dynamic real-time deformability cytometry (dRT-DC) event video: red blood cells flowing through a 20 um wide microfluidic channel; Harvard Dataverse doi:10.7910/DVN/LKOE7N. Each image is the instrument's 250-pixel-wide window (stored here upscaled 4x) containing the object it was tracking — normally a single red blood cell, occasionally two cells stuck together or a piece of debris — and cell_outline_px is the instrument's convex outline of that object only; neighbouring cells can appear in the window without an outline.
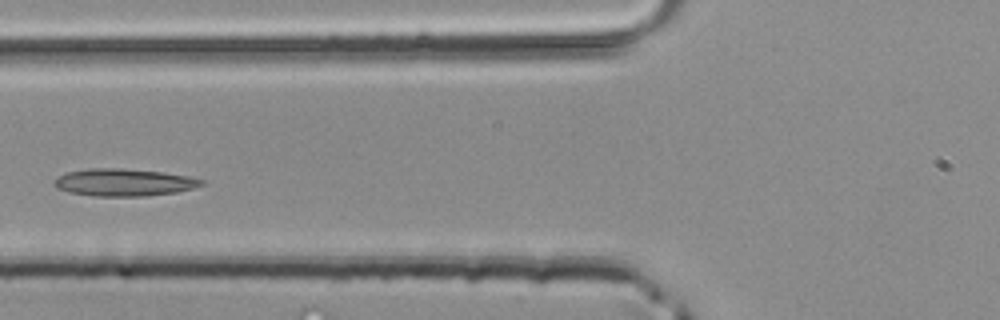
{"species": "common noctule bat (a hibernating species)", "species_latin": "Nyctalus noctula", "temperature_condition": "room temperature", "stored_images_in_passage": 39, "camera_frame_rate_fps": 3000, "um_per_image_px": 0.085, "animal": {"sex": "male", "body_mass_g": 20.4}, "frame": {"image": 1, "passage_image": 12, "time_ms": 3.667, "image_size_px": [1000, 320], "cell_outline_px": [[204, 184], [192, 188], [176, 192], [144, 196], [92, 196], [68, 192], [56, 188], [56, 180], [60, 176], [68, 172], [92, 168], [120, 168], [160, 172], [188, 176], [204, 180]], "centroid_in_image_um": [10.54, 15.51], "position_along_channel_um": 115.3, "area_um2": 23.12}}
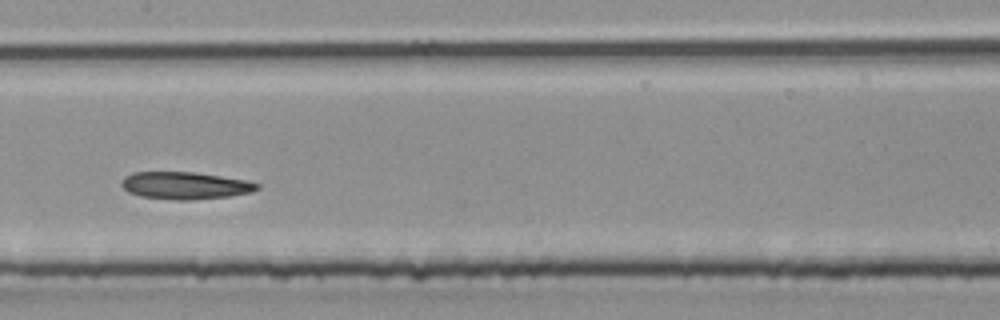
{"frame": {"image": 2, "passage_image": 17, "time_ms": 5.333, "image_size_px": [1000, 320], "cell_outline_px": [[260, 188], [252, 192], [228, 196], [192, 200], [176, 200], [140, 196], [128, 192], [120, 184], [120, 180], [124, 176], [132, 172], [196, 172], [244, 180], [260, 184]], "centroid_in_image_um": [15.69, 15.77], "position_along_channel_um": 191.7, "area_um2": 21.62}}
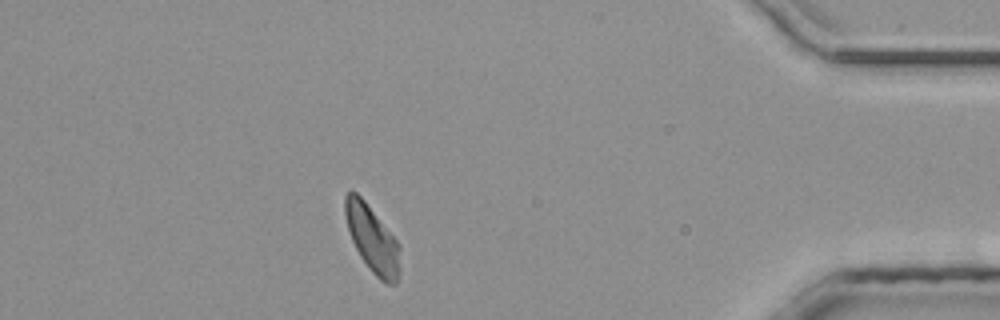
{"frame": {"image": 3, "passage_image": 34, "time_ms": 11.0, "image_size_px": [1000, 320], "cell_outline_px": [[400, 272], [396, 284], [388, 284], [380, 280], [372, 272], [360, 256], [352, 240], [348, 228], [344, 212], [344, 196], [348, 192], [356, 192], [364, 200], [400, 244]], "centroid_in_image_um": [31.66, 20.34], "position_along_channel_um": 403.5, "area_um2": 21.27}}